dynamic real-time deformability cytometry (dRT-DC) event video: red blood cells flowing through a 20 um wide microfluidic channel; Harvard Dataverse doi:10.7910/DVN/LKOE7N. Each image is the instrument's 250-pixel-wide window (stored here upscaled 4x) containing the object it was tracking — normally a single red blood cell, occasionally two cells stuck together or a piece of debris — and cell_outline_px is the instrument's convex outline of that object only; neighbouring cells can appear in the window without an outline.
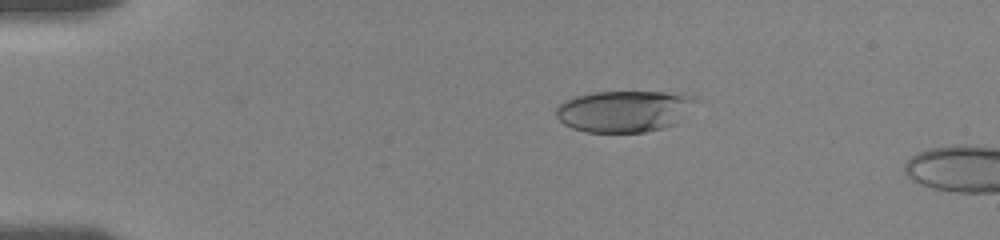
{"species": "human", "species_latin": "Homo sapiens", "temperature_condition": "room temperature", "stored_images_in_passage": 6, "camera_frame_rate_fps": 3000, "um_per_image_px": 0.085, "donor": {"sex": "female"}, "frame": {"image": 1, "passage_image": 2, "time_ms": 0.333, "image_size_px": [1000, 240], "cell_outline_px": [[696, 100], [676, 124], [664, 128], [644, 132], [584, 132], [572, 128], [564, 124], [556, 116], [556, 108], [564, 100], [576, 96], [596, 92], [680, 92], [692, 96]], "centroid_in_image_um": [53.03, 9.45], "position_along_channel_um": 32.0, "area_um2": 33.7}}